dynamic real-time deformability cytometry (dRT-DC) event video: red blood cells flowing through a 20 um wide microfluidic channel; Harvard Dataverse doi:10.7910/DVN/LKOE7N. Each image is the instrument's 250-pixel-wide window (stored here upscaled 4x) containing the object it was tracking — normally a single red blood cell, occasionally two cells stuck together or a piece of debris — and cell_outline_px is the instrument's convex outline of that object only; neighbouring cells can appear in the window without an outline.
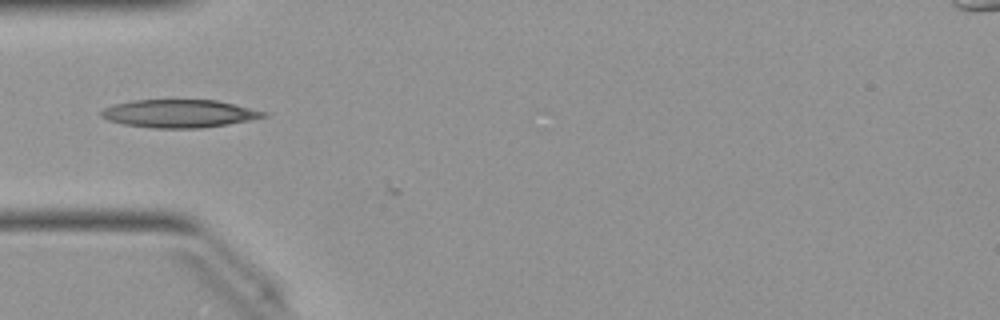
{"species": "Egyptian fruit bat (a non-hibernating species)", "species_latin": "Rousettus aegyptiacus", "temperature_condition": "warm", "stored_images_in_passage": 2, "camera_frame_rate_fps": 3000, "um_per_image_px": 0.085, "animal": {"sex": "female"}, "frame": {"image": 1, "passage_image": 1, "time_ms": 0.0, "image_size_px": [1000, 320], "cell_outline_px": [[268, 116], [228, 124], [204, 128], [152, 128], [124, 124], [108, 120], [100, 116], [100, 112], [104, 108], [112, 104], [132, 100], [216, 100], [268, 112]], "centroid_in_image_um": [15.21, 9.65], "position_along_channel_um": 69.8, "area_um2": 26.47}}